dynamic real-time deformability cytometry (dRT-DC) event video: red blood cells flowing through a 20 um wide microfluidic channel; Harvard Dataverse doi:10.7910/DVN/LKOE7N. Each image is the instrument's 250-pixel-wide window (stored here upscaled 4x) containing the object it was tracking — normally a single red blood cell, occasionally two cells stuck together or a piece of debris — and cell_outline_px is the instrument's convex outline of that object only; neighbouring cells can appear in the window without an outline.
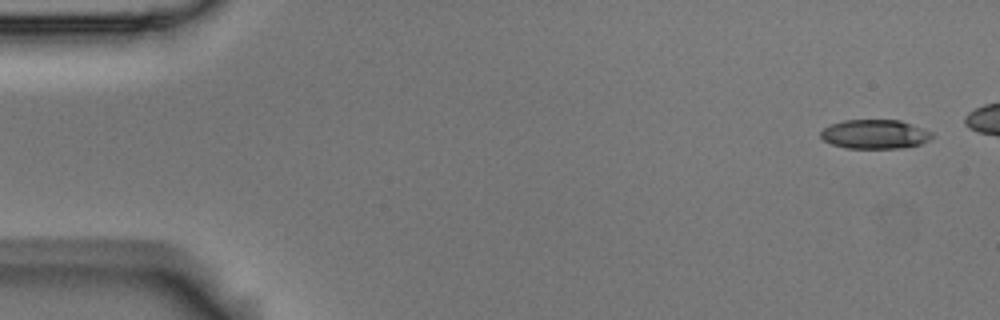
{"species": "Egyptian fruit bat (a non-hibernating species)", "species_latin": "Rousettus aegyptiacus", "temperature_condition": "room temperature", "stored_images_in_passage": 5, "camera_frame_rate_fps": 3000, "um_per_image_px": 0.085, "animal": {"sex": "male"}, "frame": {"image": 1, "passage_image": 1, "time_ms": 0.0, "image_size_px": [1000, 320], "cell_outline_px": [[936, 136], [920, 144], [900, 148], [848, 148], [832, 144], [824, 140], [820, 136], [820, 132], [824, 128], [832, 124], [844, 120], [900, 120], [932, 132]], "centroid_in_image_um": [74.37, 11.41], "position_along_channel_um": 10.6, "area_um2": 18.79}}